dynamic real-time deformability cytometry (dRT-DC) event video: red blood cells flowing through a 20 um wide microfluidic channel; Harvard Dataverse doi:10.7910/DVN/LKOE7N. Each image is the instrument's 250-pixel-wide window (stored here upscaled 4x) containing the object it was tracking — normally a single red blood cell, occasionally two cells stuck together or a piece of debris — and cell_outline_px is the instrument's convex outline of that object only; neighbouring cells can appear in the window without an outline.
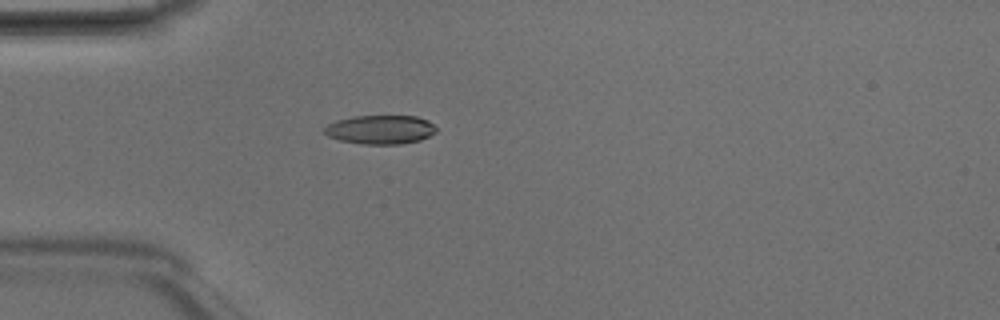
{"species": "Egyptian fruit bat (a non-hibernating species)", "species_latin": "Rousettus aegyptiacus", "temperature_condition": "room temperature", "stored_images_in_passage": 2, "camera_frame_rate_fps": 3000, "um_per_image_px": 0.085, "animal": {"sex": "male"}, "frame": {"image": 1, "passage_image": 2, "time_ms": 0.333, "image_size_px": [1000, 320], "cell_outline_px": [[436, 132], [420, 140], [400, 144], [364, 144], [340, 140], [328, 136], [324, 132], [324, 128], [328, 124], [336, 120], [352, 116], [416, 116], [428, 120], [436, 128]], "centroid_in_image_um": [32.32, 11.01], "position_along_channel_um": 52.7, "area_um2": 18.79}}